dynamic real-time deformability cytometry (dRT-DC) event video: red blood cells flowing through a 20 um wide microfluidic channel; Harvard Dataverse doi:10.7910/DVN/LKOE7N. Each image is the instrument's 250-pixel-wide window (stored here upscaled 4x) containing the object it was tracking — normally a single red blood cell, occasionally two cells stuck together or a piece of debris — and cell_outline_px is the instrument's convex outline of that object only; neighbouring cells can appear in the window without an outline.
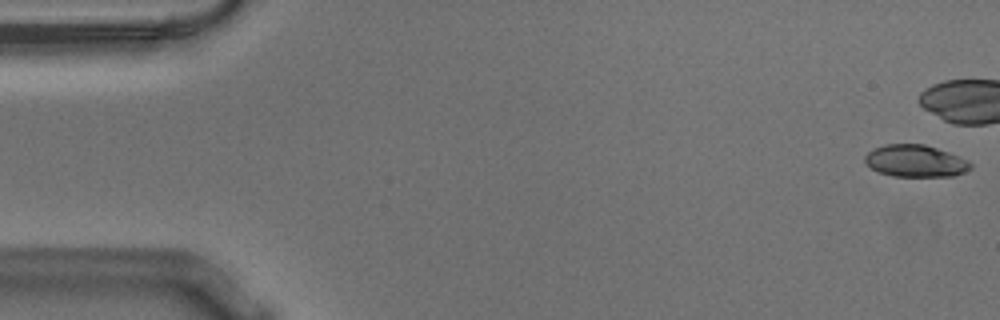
{"species": "Egyptian fruit bat (a non-hibernating species)", "species_latin": "Rousettus aegyptiacus", "temperature_condition": "warm", "stored_images_in_passage": 43, "camera_frame_rate_fps": 3000, "um_per_image_px": 0.085, "animal": {"sex": "male"}, "frame": {"image": 1, "passage_image": 1, "time_ms": 0.0, "image_size_px": [1000, 320], "cell_outline_px": [[972, 168], [956, 176], [892, 176], [880, 172], [872, 168], [864, 160], [864, 156], [868, 152], [884, 144], [924, 144], [948, 152], [968, 160], [972, 164]], "centroid_in_image_um": [77.84, 13.68], "position_along_channel_um": 7.2, "area_um2": 19.59}}
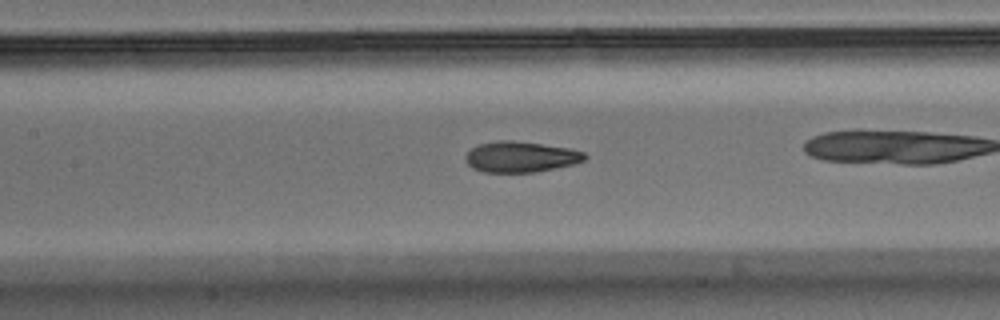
{"frame": {"image": 2, "passage_image": 25, "time_ms": 8.0, "image_size_px": [1000, 320], "cell_outline_px": [[588, 156], [584, 160], [572, 164], [532, 172], [484, 172], [472, 168], [464, 160], [464, 156], [472, 148], [480, 144], [496, 140], [512, 140], [568, 148], [584, 152]], "centroid_in_image_um": [44.21, 13.32], "position_along_channel_um": 163.2, "area_um2": 21.15}}
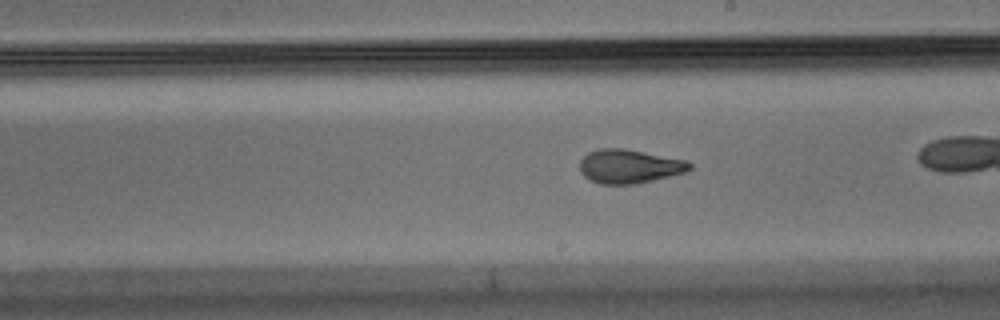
{"frame": {"image": 3, "passage_image": 31, "time_ms": 10.0, "image_size_px": [1000, 320], "cell_outline_px": [[692, 168], [688, 172], [636, 184], [600, 184], [584, 176], [580, 172], [580, 160], [588, 152], [600, 148], [624, 148], [688, 160], [692, 164]], "centroid_in_image_um": [53.53, 14.13], "position_along_channel_um": 235.5, "area_um2": 21.91}}